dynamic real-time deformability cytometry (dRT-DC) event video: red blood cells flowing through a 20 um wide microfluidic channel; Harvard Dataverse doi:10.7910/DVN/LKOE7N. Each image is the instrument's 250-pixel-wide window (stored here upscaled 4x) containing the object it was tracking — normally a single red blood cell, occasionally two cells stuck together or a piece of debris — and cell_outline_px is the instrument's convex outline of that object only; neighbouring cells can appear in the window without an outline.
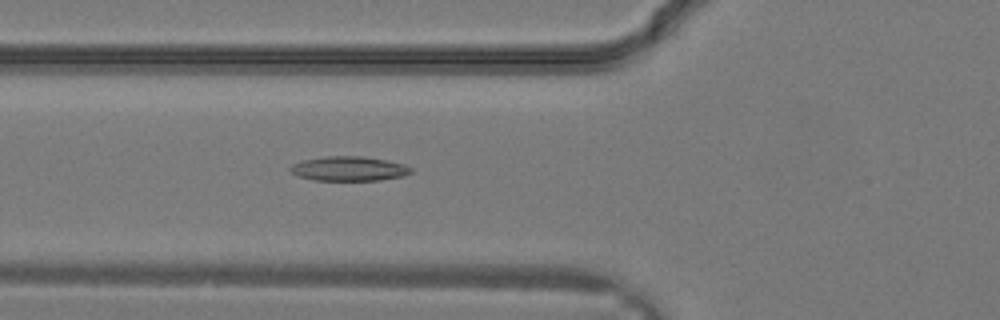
{"species": "common noctule bat (a hibernating species)", "species_latin": "Nyctalus noctula", "temperature_condition": "warm", "stored_images_in_passage": 15, "camera_frame_rate_fps": 3000, "um_per_image_px": 0.085, "animal": {"sex": "male", "body_mass_g": 19.2, "forearm_length_mm": 51.8}, "frame": {"image": 1, "passage_image": 13, "time_ms": 4.0, "image_size_px": [1000, 320], "cell_outline_px": [[412, 172], [404, 176], [380, 180], [312, 180], [300, 176], [292, 172], [288, 168], [292, 164], [304, 160], [324, 156], [360, 156], [384, 160], [404, 164], [412, 168]], "centroid_in_image_um": [29.66, 14.34], "position_along_channel_um": 96.1, "area_um2": 17.11}}
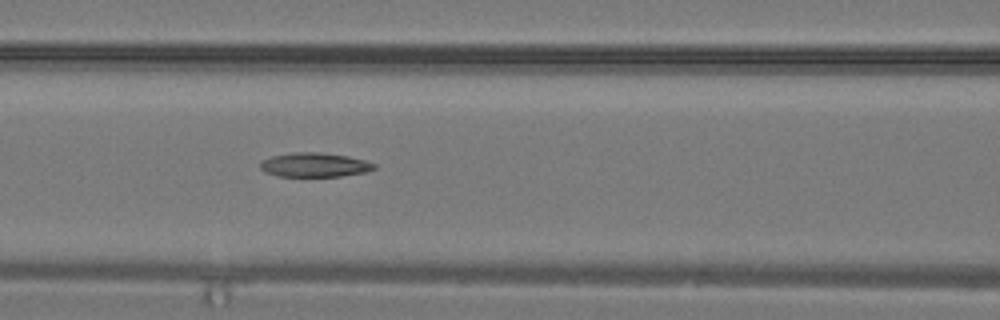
{"frame": {"image": 2, "passage_image": 15, "time_ms": 4.667, "image_size_px": [1000, 320], "cell_outline_px": [[376, 168], [368, 172], [340, 176], [276, 176], [264, 172], [260, 168], [260, 160], [272, 156], [292, 152], [320, 152], [348, 156], [364, 160], [376, 164]], "centroid_in_image_um": [26.72, 14.01], "position_along_channel_um": 139.9, "area_um2": 16.24}}